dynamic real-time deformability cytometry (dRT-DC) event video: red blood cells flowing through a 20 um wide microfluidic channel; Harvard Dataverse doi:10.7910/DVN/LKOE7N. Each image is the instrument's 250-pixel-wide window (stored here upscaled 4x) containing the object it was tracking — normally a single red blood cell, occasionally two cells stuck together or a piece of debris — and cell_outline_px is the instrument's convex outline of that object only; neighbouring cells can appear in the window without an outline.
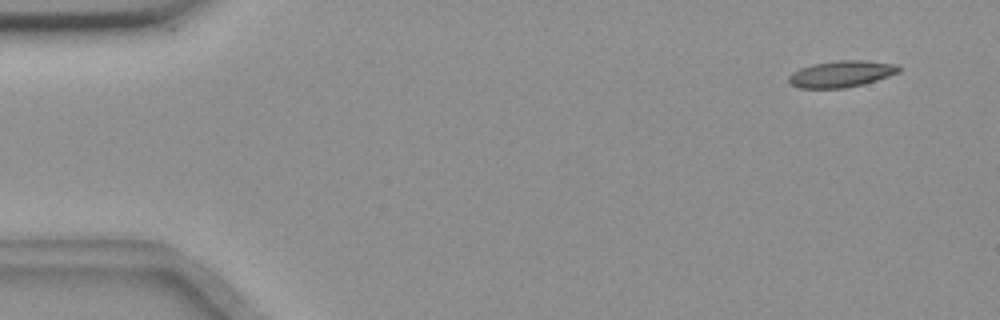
{"species": "common noctule bat (a hibernating species)", "species_latin": "Nyctalus noctula", "temperature_condition": "room temperature", "stored_images_in_passage": 7, "camera_frame_rate_fps": 3000, "um_per_image_px": 0.085, "animal": {"sex": "female", "body_mass_g": 18.4}, "frame": {"image": 1, "passage_image": 1, "time_ms": 0.0, "image_size_px": [1000, 320], "cell_outline_px": [[900, 72], [864, 84], [844, 88], [800, 88], [788, 84], [788, 76], [792, 72], [800, 68], [812, 64], [836, 60], [864, 60], [896, 64], [900, 68]], "centroid_in_image_um": [71.48, 6.28], "position_along_channel_um": 13.5, "area_um2": 17.11}}